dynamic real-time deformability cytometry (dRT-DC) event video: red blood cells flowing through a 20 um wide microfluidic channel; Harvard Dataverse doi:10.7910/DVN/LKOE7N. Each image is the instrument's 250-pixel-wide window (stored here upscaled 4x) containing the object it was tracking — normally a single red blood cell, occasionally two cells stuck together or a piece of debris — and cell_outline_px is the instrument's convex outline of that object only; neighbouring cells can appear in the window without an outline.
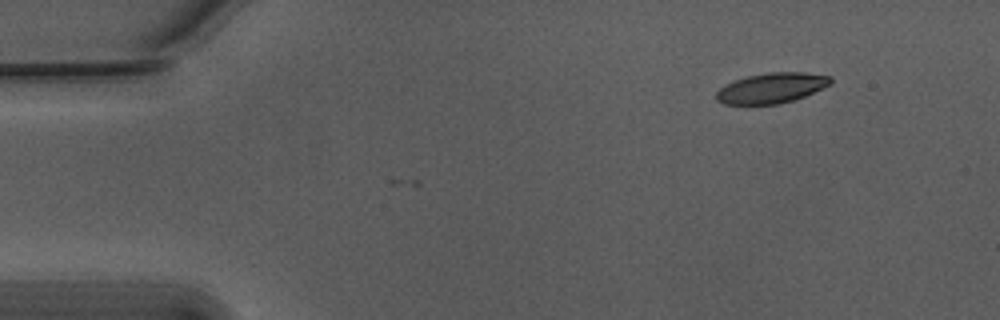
{"species": "Egyptian fruit bat (a non-hibernating species)", "species_latin": "Rousettus aegyptiacus", "temperature_condition": "warm", "stored_images_in_passage": 2, "camera_frame_rate_fps": 3000, "um_per_image_px": 0.085, "animal": {"sex": "male"}, "frame": {"image": 1, "passage_image": 2, "time_ms": 0.333, "image_size_px": [1000, 320], "cell_outline_px": [[832, 84], [804, 96], [792, 100], [776, 104], [724, 104], [716, 100], [716, 92], [724, 84], [748, 76], [768, 72], [804, 72], [832, 76]], "centroid_in_image_um": [65.59, 7.47], "position_along_channel_um": 19.4, "area_um2": 20.11}}